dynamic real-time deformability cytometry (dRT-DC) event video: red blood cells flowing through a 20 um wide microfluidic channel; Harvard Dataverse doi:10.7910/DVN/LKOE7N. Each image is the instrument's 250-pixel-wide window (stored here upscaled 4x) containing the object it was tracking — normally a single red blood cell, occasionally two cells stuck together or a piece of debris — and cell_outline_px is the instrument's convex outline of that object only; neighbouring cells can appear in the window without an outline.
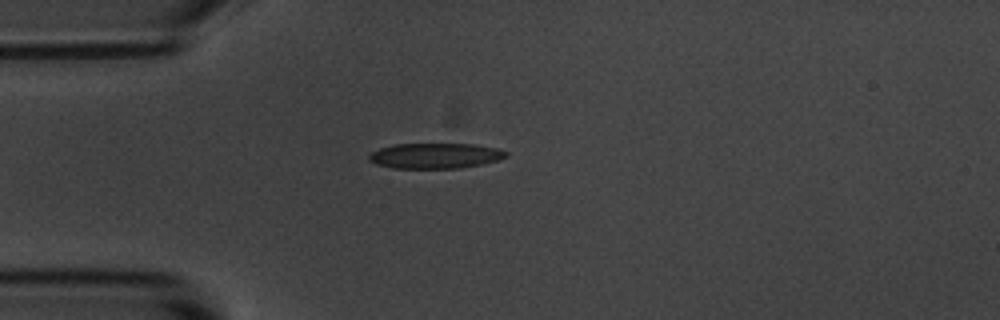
{"species": "common noctule bat (a hibernating species)", "species_latin": "Nyctalus noctula", "temperature_condition": "room temperature", "stored_images_in_passage": 41, "camera_frame_rate_fps": 3000, "um_per_image_px": 0.085, "animal": {"sex": "male", "body_mass_g": 20.1, "forearm_length_mm": 53.5}, "frame": {"image": 1, "passage_image": 1, "time_ms": 0.0, "image_size_px": [1000, 320], "cell_outline_px": [[508, 156], [496, 160], [480, 164], [460, 168], [392, 168], [376, 164], [368, 160], [368, 156], [372, 152], [380, 148], [396, 144], [476, 144], [496, 148], [508, 152]], "centroid_in_image_um": [36.98, 13.24], "position_along_channel_um": 48.0, "area_um2": 20.17}}
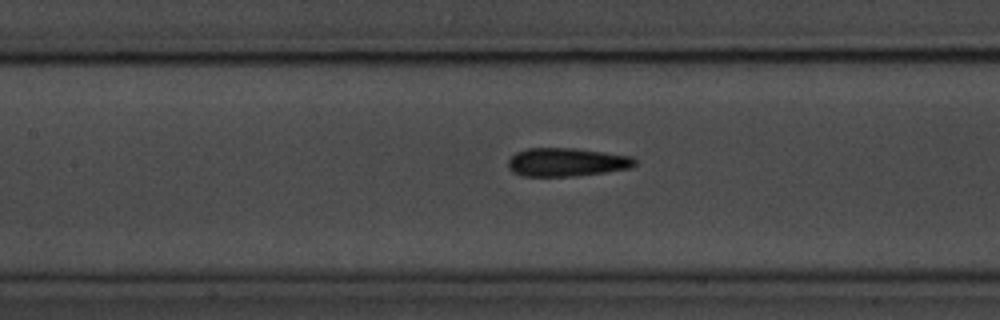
{"frame": {"image": 2, "passage_image": 11, "time_ms": 3.333, "image_size_px": [1000, 320], "cell_outline_px": [[636, 164], [632, 168], [604, 172], [572, 176], [524, 176], [512, 172], [508, 168], [508, 160], [516, 152], [528, 148], [576, 148], [632, 156], [636, 160]], "centroid_in_image_um": [48.16, 13.78], "position_along_channel_um": 159.2, "area_um2": 21.04}}
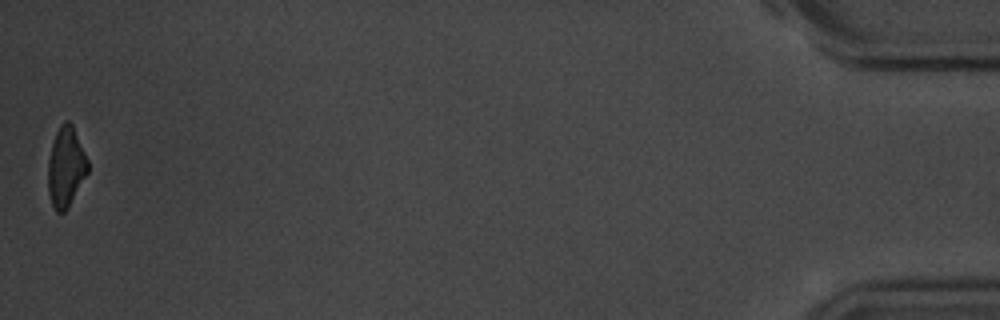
{"frame": {"image": 3, "passage_image": 41, "time_ms": 13.333, "image_size_px": [1000, 320], "cell_outline_px": [[88, 172], [68, 208], [64, 212], [56, 212], [52, 204], [48, 192], [48, 160], [52, 144], [56, 132], [60, 124], [64, 120], [68, 120], [72, 124], [88, 160]], "centroid_in_image_um": [5.59, 14.19], "position_along_channel_um": 429.6, "area_um2": 18.5}, "authors_computed_cell_mechanics": {"area_um2": 20.519, "velocity_mm_per_s": 3.6644, "shape_relaxation_time_tau1_ms": 3.9186, "shape_relaxation_time_tau2_ms": 2.2331, "deformation_change_tau1": 0.1305, "deformation_change_tau2": 0.119}}